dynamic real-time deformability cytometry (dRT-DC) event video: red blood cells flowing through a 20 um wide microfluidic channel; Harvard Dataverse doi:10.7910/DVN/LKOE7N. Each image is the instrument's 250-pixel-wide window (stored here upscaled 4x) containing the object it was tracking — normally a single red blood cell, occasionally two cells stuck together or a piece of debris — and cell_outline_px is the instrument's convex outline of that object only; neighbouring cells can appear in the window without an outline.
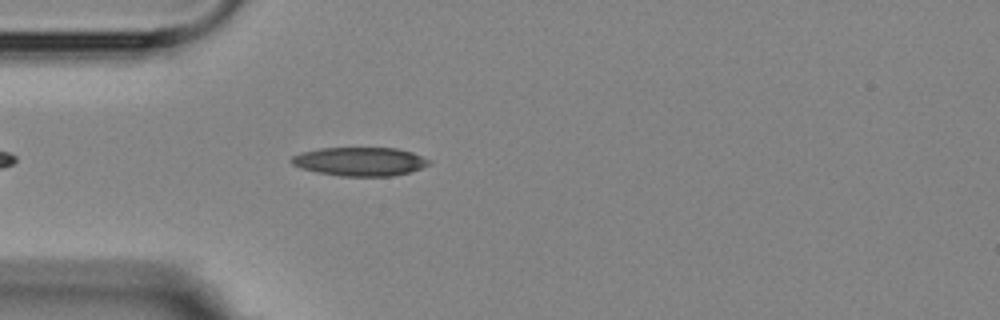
{"species": "Egyptian fruit bat (a non-hibernating species)", "species_latin": "Rousettus aegyptiacus", "temperature_condition": "room temperature", "stored_images_in_passage": 4, "camera_frame_rate_fps": 3000, "um_per_image_px": 0.085, "animal": {"sex": "female"}, "frame": {"image": 1, "passage_image": 4, "time_ms": 4.333, "image_size_px": [1000, 320], "cell_outline_px": [[432, 164], [408, 172], [392, 176], [340, 176], [300, 168], [292, 164], [288, 160], [292, 156], [300, 152], [320, 148], [396, 148], [412, 152], [432, 160]], "centroid_in_image_um": [30.59, 13.72], "position_along_channel_um": 54.4, "area_um2": 23.06}}